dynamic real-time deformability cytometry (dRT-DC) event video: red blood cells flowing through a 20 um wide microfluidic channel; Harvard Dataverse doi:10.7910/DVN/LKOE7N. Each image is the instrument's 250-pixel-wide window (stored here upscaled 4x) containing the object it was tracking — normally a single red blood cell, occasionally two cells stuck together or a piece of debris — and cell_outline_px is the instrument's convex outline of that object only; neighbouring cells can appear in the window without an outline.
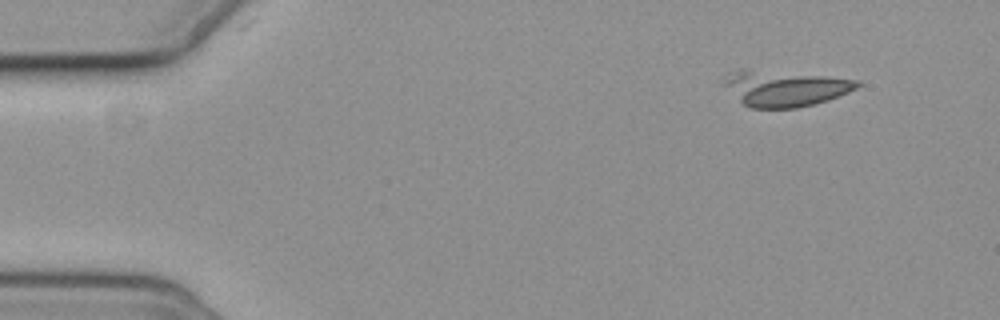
{"species": "common noctule bat (a hibernating species)", "species_latin": "Nyctalus noctula", "temperature_condition": "cold", "stored_images_in_passage": 4, "camera_frame_rate_fps": 3000, "um_per_image_px": 0.085, "animal": {"sex": "female", "body_mass_g": 19.3, "forearm_length_mm": 54.1}, "frame": {"image": 1, "passage_image": 1, "time_ms": 0.0, "image_size_px": [1000, 320], "cell_outline_px": [[860, 84], [856, 88], [848, 92], [828, 100], [796, 108], [752, 108], [744, 104], [724, 84], [720, 76], [728, 72], [740, 68], [744, 68], [824, 76], [860, 80]], "centroid_in_image_um": [66.65, 7.48], "position_along_channel_um": 18.3, "area_um2": 27.74}}